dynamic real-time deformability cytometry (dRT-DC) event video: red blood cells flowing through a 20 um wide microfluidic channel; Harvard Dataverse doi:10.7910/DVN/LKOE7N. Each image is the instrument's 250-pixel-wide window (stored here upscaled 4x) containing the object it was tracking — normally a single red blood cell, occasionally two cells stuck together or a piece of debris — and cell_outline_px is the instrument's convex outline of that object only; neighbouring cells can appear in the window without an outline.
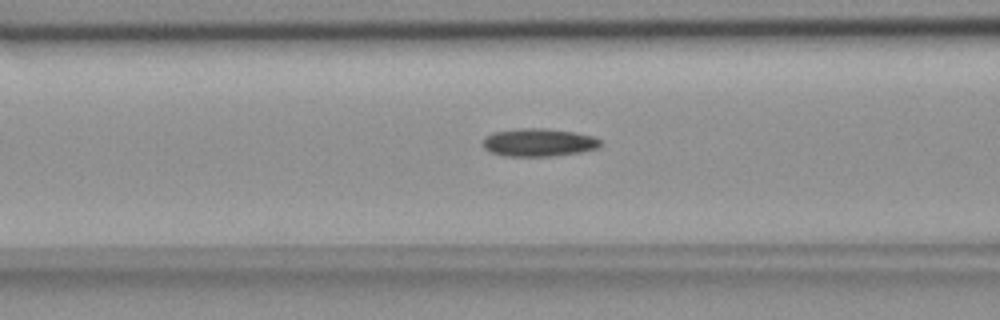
{"species": "common noctule bat (a hibernating species)", "species_latin": "Nyctalus noctula", "temperature_condition": "room temperature", "stored_images_in_passage": 39, "camera_frame_rate_fps": 3000, "um_per_image_px": 0.085, "animal": {"sex": "female", "body_mass_g": 18.4}, "frame": {"image": 1, "passage_image": 16, "time_ms": 5.0, "image_size_px": [1000, 320], "cell_outline_px": [[600, 148], [580, 152], [556, 156], [504, 156], [492, 152], [484, 148], [484, 136], [492, 132], [516, 128], [544, 128], [572, 132], [592, 136], [600, 140]], "centroid_in_image_um": [45.77, 12.11], "position_along_channel_um": 120.8, "area_um2": 19.19}}
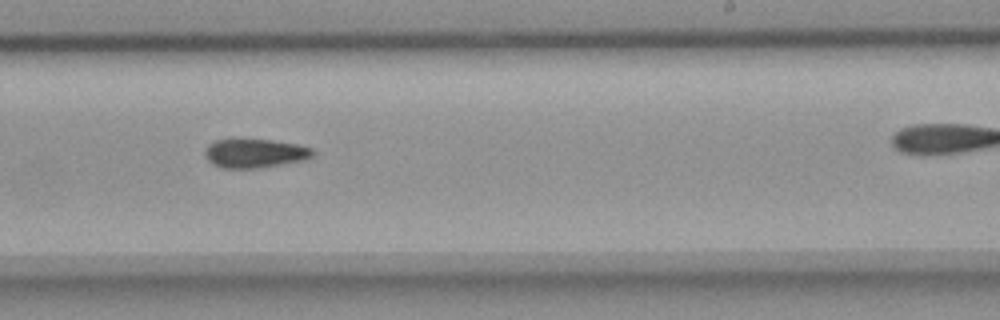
{"frame": {"image": 2, "passage_image": 28, "time_ms": 9.0, "image_size_px": [1000, 320], "cell_outline_px": [[312, 156], [304, 160], [256, 168], [220, 168], [212, 164], [204, 156], [204, 152], [208, 144], [216, 140], [232, 136], [272, 140], [296, 144], [312, 148]], "centroid_in_image_um": [21.56, 12.98], "position_along_channel_um": 267.4, "area_um2": 18.73}}
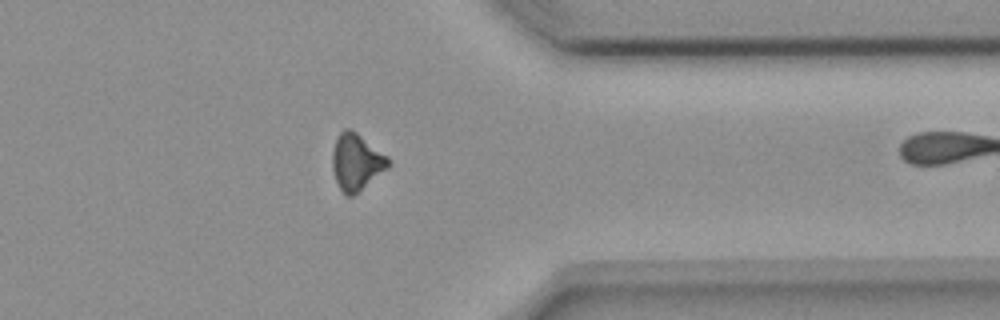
{"frame": {"image": 3, "passage_image": 38, "time_ms": 12.333, "image_size_px": [1000, 320], "cell_outline_px": [[392, 164], [388, 168], [352, 196], [344, 196], [336, 180], [332, 168], [332, 152], [336, 140], [340, 132], [344, 128], [348, 128], [356, 132], [388, 156], [392, 160]], "centroid_in_image_um": [30.31, 13.76], "position_along_channel_um": 381.1, "area_um2": 18.38}}